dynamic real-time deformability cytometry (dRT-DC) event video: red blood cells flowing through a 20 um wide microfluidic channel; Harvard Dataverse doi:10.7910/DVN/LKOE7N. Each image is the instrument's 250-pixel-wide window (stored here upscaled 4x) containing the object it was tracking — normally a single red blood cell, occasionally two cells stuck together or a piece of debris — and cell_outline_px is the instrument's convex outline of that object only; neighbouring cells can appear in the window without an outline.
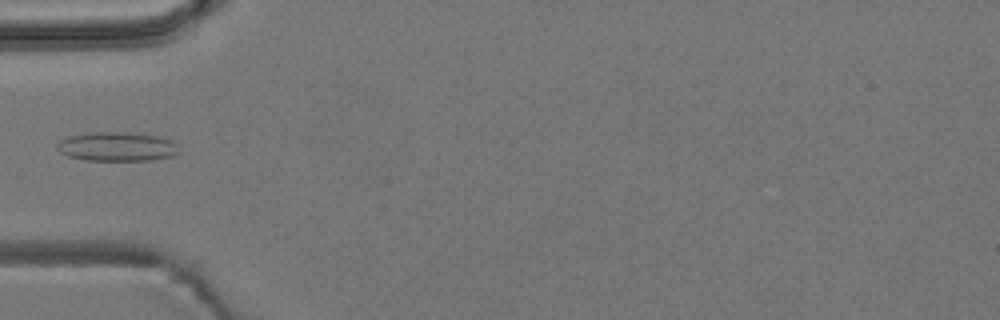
{"species": "common noctule bat (a hibernating species)", "species_latin": "Nyctalus noctula", "temperature_condition": "room temperature", "stored_images_in_passage": 2, "camera_frame_rate_fps": 3000, "um_per_image_px": 0.085, "animal": {"sex": "male", "body_mass_g": 19.2, "forearm_length_mm": 51.8}, "frame": {"image": 1, "passage_image": 1, "time_ms": 0.0, "image_size_px": [1000, 320], "cell_outline_px": [[180, 152], [172, 156], [152, 160], [84, 160], [68, 156], [60, 152], [56, 148], [56, 144], [60, 140], [68, 136], [92, 132], [124, 132], [156, 136], [172, 140]], "centroid_in_image_um": [9.91, 12.46], "position_along_channel_um": 75.1, "area_um2": 20.63}}
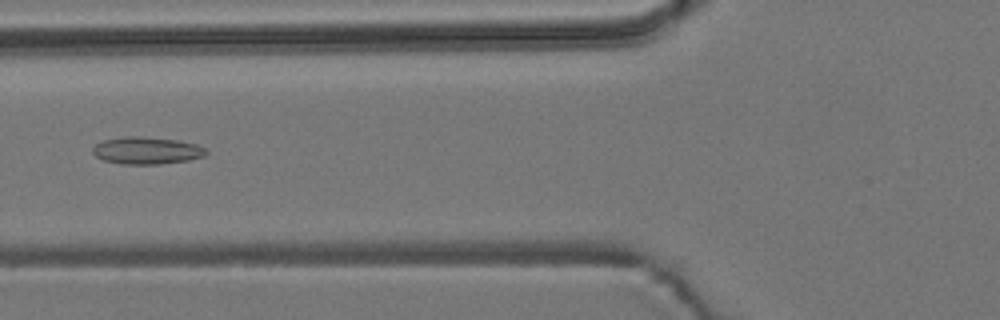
{"frame": {"image": 2, "passage_image": 2, "time_ms": 0.333, "image_size_px": [1000, 320], "cell_outline_px": [[208, 152], [204, 156], [188, 160], [160, 164], [120, 164], [104, 160], [96, 156], [92, 152], [92, 148], [96, 144], [104, 140], [124, 136], [140, 136], [176, 140], [196, 144], [204, 148]], "centroid_in_image_um": [12.45, 12.79], "position_along_channel_um": 113.4, "area_um2": 17.92}}